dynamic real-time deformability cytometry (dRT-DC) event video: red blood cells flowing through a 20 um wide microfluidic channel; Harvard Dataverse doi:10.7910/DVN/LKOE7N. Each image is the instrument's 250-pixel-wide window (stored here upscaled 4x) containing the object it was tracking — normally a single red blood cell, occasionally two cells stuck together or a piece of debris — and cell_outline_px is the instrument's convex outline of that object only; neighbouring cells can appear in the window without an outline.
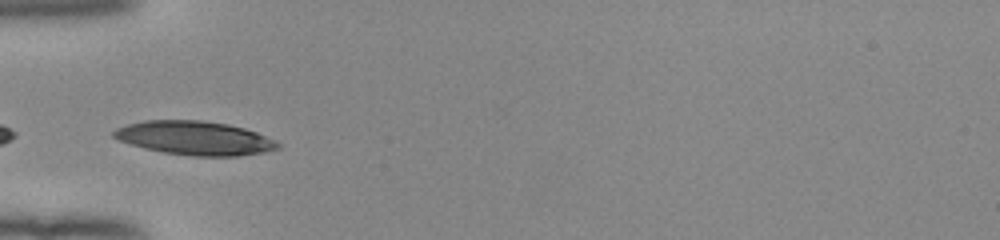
{"species": "human", "species_latin": "Homo sapiens", "temperature_condition": "room temperature", "stored_images_in_passage": 33, "camera_frame_rate_fps": 3000, "um_per_image_px": 0.085, "donor": {"sex": "female"}, "frame": {"image": 1, "passage_image": 1, "time_ms": 0.0, "image_size_px": [1000, 240], "cell_outline_px": [[280, 148], [264, 152], [236, 156], [192, 156], [164, 152], [144, 148], [120, 140], [112, 136], [112, 132], [116, 128], [128, 124], [144, 120], [200, 120], [228, 124], [244, 128], [256, 132], [276, 140], [280, 144]], "centroid_in_image_um": [16.57, 11.73], "position_along_channel_um": 68.4, "area_um2": 32.25}}
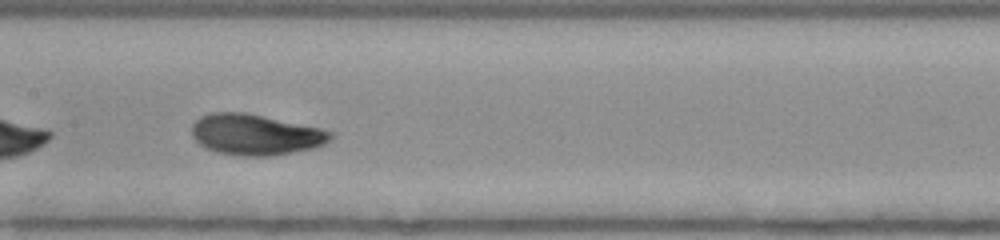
{"frame": {"image": 2, "passage_image": 10, "time_ms": 3.0, "image_size_px": [1000, 240], "cell_outline_px": [[332, 136], [324, 144], [316, 148], [268, 156], [244, 156], [216, 152], [204, 148], [192, 136], [192, 124], [200, 116], [212, 112], [244, 112], [320, 128], [332, 132]], "centroid_in_image_um": [21.68, 11.44], "position_along_channel_um": 185.7, "area_um2": 32.89}}
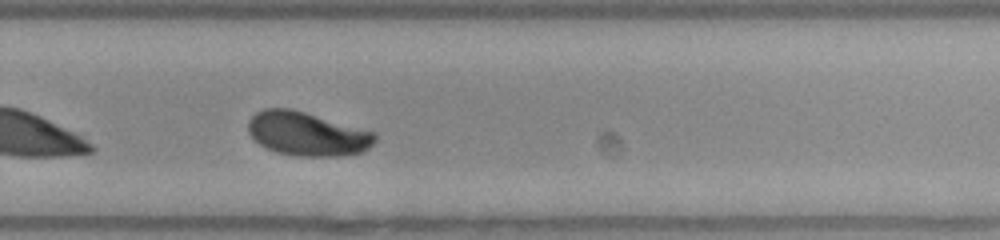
{"frame": {"image": 3, "passage_image": 19, "time_ms": 6.0, "image_size_px": [1000, 240], "cell_outline_px": [[376, 140], [364, 152], [336, 156], [296, 156], [276, 152], [264, 148], [248, 132], [248, 120], [256, 112], [264, 108], [292, 108], [376, 132]], "centroid_in_image_um": [26.1, 11.37], "position_along_channel_um": 303.7, "area_um2": 32.6}, "authors_computed_cell_mechanics": {"area_um2": 32.5992, "velocity_mm_per_s": 3.9491, "shape_relaxation_time_tau1_ms": 3.1325, "shape_relaxation_time_tau2_ms": null, "deformation_change_tau1": 0.1541, "deformation_change_tau2": null}}